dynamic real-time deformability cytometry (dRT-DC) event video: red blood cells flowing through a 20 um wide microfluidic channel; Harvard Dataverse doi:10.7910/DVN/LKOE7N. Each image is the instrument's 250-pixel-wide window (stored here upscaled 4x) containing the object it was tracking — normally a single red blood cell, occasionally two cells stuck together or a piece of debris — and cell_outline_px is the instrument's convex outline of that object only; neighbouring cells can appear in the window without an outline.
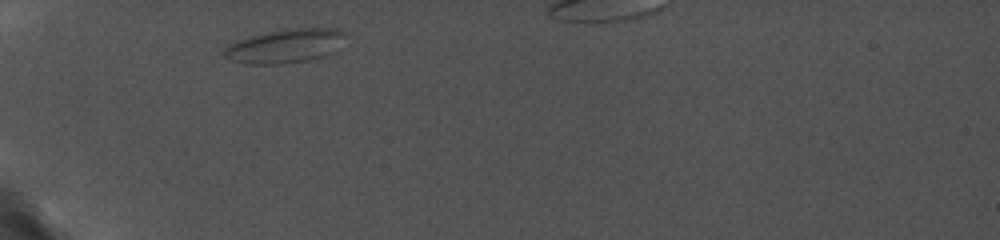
{"species": "common noctule bat (a hibernating species)", "species_latin": "Nyctalus noctula", "temperature_condition": "cold", "stored_images_in_passage": 44, "camera_frame_rate_fps": 5000, "um_per_image_px": 0.085, "animal": {"sex": "female", "body_mass_g": 19.0, "forearm_length_mm": 56.7}, "frame": {"image": 1, "passage_image": 1, "time_ms": 0.0, "image_size_px": [1000, 240], "cell_outline_px": [[344, 36], [332, 52], [324, 56], [308, 60], [280, 64], [248, 64], [228, 60], [220, 52], [228, 44], [236, 40], [268, 32], [288, 28], [336, 28], [344, 32]], "centroid_in_image_um": [24.14, 3.91], "position_along_channel_um": 60.9, "area_um2": 23.87}}
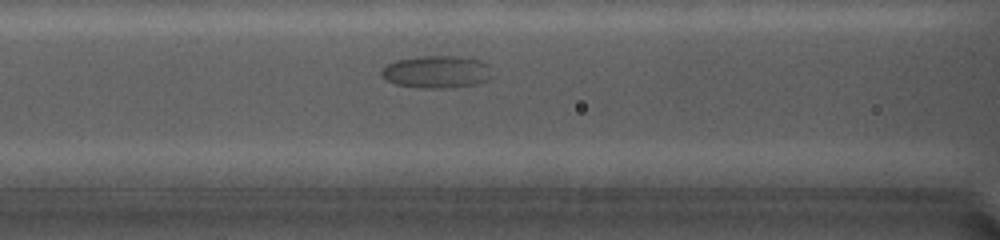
{"frame": {"image": 2, "passage_image": 11, "time_ms": 2.8, "image_size_px": [1000, 240], "cell_outline_px": [[496, 76], [488, 80], [472, 84], [448, 88], [416, 88], [396, 84], [384, 80], [380, 76], [380, 72], [388, 64], [396, 60], [416, 56], [460, 56], [480, 60], [492, 64]], "centroid_in_image_um": [37.18, 6.1], "position_along_channel_um": 129.4, "area_um2": 21.56}}
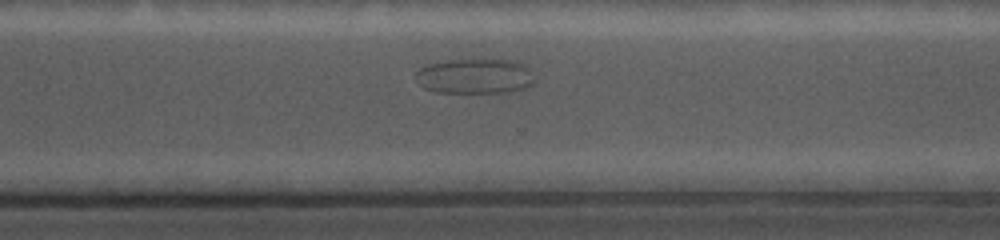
{"frame": {"image": 3, "passage_image": 40, "time_ms": 9.4, "image_size_px": [1000, 240], "cell_outline_px": [[536, 80], [532, 84], [524, 88], [512, 92], [436, 92], [424, 88], [420, 84], [416, 76], [416, 72], [420, 68], [428, 64], [448, 60], [480, 56], [508, 60], [524, 64], [528, 68]], "centroid_in_image_um": [40.39, 6.43], "position_along_channel_um": 330.2, "area_um2": 24.97}}